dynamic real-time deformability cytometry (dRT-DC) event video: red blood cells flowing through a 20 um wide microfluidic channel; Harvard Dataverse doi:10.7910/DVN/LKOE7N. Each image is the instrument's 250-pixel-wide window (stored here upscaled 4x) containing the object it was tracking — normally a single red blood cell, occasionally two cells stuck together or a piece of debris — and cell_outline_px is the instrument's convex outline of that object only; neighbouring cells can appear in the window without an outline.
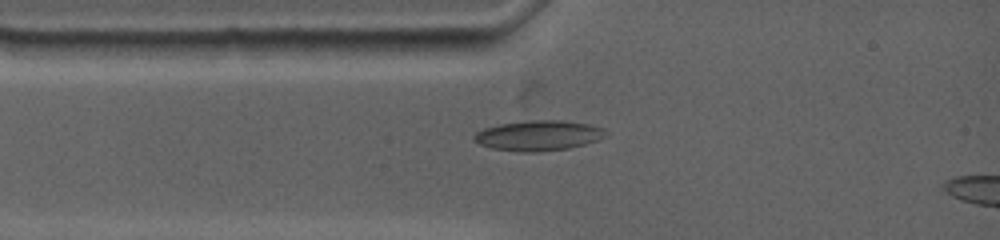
{"species": "common noctule bat (a hibernating species)", "species_latin": "Nyctalus noctula", "temperature_condition": "warm", "stored_images_in_passage": 9, "camera_frame_rate_fps": 4500, "um_per_image_px": 0.085, "animal": {"sex": "female", "body_mass_g": 19.0, "forearm_length_mm": 53.3}, "frame": {"image": 1, "passage_image": 6, "time_ms": 1.556, "image_size_px": [1000, 240], "cell_outline_px": [[608, 132], [600, 140], [568, 148], [540, 152], [520, 152], [492, 148], [480, 144], [472, 136], [476, 132], [484, 128], [500, 124], [528, 120], [560, 120], [588, 124], [604, 128]], "centroid_in_image_um": [45.79, 11.52], "position_along_channel_um": 39.2, "area_um2": 23.18}}